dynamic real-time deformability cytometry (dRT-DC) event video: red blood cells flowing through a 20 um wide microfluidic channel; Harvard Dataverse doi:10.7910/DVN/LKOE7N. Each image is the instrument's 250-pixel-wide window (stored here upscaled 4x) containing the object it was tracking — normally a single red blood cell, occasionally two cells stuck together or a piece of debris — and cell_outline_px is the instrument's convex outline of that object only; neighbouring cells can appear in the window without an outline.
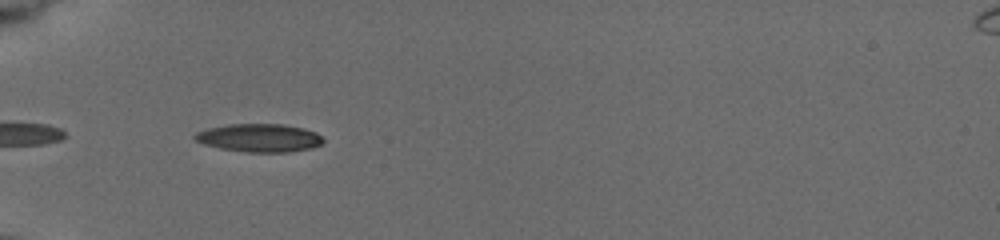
{"species": "common noctule bat (a hibernating species)", "species_latin": "Nyctalus noctula", "temperature_condition": "cold", "stored_images_in_passage": 11, "camera_frame_rate_fps": 3000, "um_per_image_px": 0.085, "animal": {"sex": "female", "body_mass_g": 19.5, "forearm_length_mm": 54.1}, "frame": {"image": 1, "passage_image": 2, "time_ms": 0.333, "image_size_px": [1000, 240], "cell_outline_px": [[324, 140], [320, 144], [312, 148], [288, 152], [248, 152], [220, 148], [204, 144], [196, 140], [192, 136], [196, 132], [208, 128], [228, 124], [280, 124], [300, 128], [316, 132]], "centroid_in_image_um": [22.01, 11.72], "position_along_channel_um": 63.0, "area_um2": 20.87}}
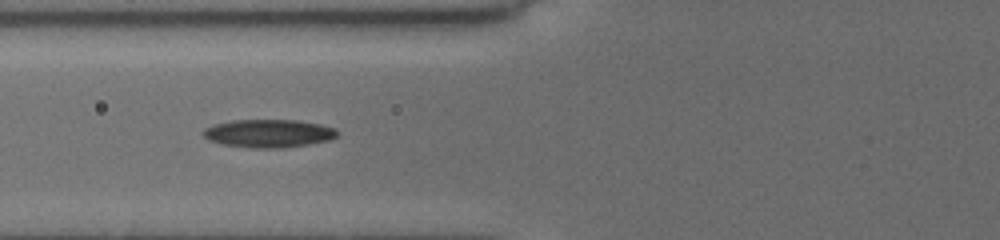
{"frame": {"image": 2, "passage_image": 5, "time_ms": 1.667, "image_size_px": [1000, 240], "cell_outline_px": [[340, 132], [332, 140], [284, 148], [252, 148], [224, 144], [208, 140], [200, 132], [204, 128], [212, 124], [232, 120], [296, 120], [320, 124], [336, 128]], "centroid_in_image_um": [22.84, 11.33], "position_along_channel_um": 103.0, "area_um2": 22.2}}
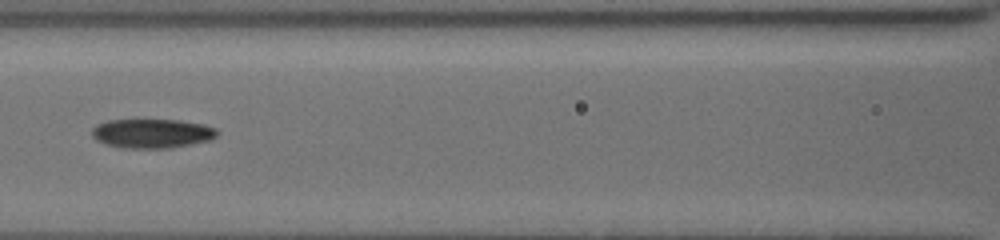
{"frame": {"image": 3, "passage_image": 9, "time_ms": 3.0, "image_size_px": [1000, 240], "cell_outline_px": [[220, 132], [212, 140], [172, 148], [124, 148], [104, 144], [96, 140], [92, 136], [92, 128], [96, 124], [108, 120], [136, 116], [180, 120], [204, 124], [216, 128]], "centroid_in_image_um": [12.9, 11.29], "position_along_channel_um": 153.7, "area_um2": 22.66}}